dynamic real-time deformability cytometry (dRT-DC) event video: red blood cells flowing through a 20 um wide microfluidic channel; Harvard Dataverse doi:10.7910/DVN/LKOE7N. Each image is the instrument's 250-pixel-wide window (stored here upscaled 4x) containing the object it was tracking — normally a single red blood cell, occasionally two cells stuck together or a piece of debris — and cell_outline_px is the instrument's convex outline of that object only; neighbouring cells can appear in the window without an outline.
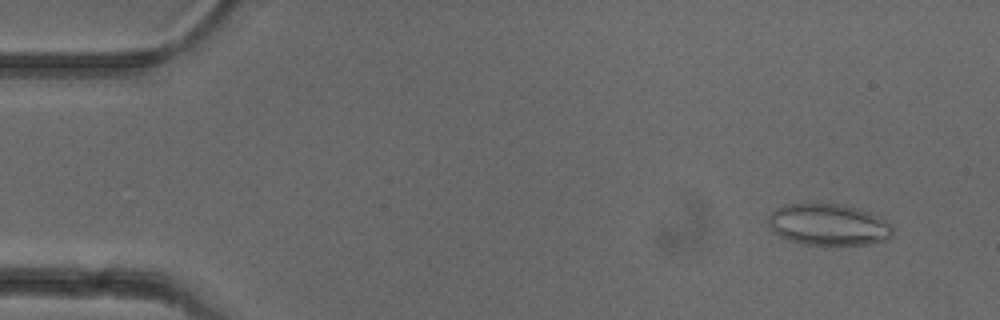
{"species": "common noctule bat (a hibernating species)", "species_latin": "Nyctalus noctula", "temperature_condition": "cold", "stored_images_in_passage": 21, "camera_frame_rate_fps": 3000, "um_per_image_px": 0.085, "animal": {"sex": "female"}, "frame": {"image": 1, "passage_image": 4, "time_ms": 1.0, "image_size_px": [1000, 320], "cell_outline_px": [[892, 236], [888, 240], [868, 244], [800, 244], [780, 236], [772, 232], [768, 224], [768, 216], [776, 208], [784, 204], [844, 204], [868, 212], [888, 224], [892, 228]], "centroid_in_image_um": [70.36, 19.1], "position_along_channel_um": 14.6, "area_um2": 29.82}}
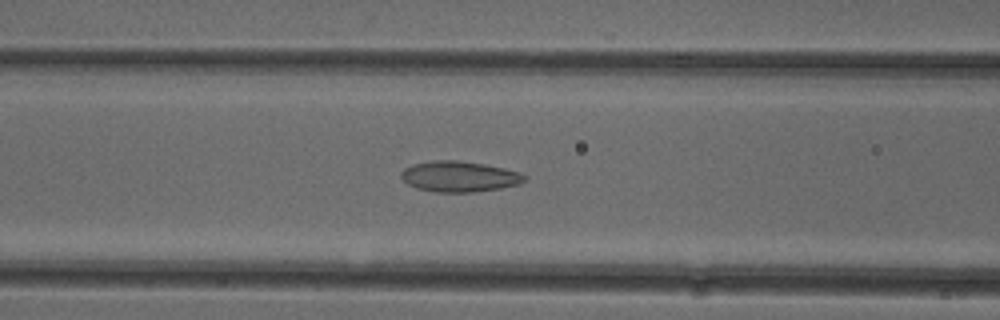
{"frame": {"image": 2, "passage_image": 21, "time_ms": 6.667, "image_size_px": [1000, 320], "cell_outline_px": [[524, 180], [520, 184], [500, 188], [472, 192], [436, 192], [416, 188], [408, 184], [400, 176], [400, 172], [404, 168], [412, 164], [432, 160], [456, 160], [484, 164], [504, 168], [520, 172], [524, 176]], "centroid_in_image_um": [39.0, 15.0], "position_along_channel_um": 127.6, "area_um2": 22.02}}